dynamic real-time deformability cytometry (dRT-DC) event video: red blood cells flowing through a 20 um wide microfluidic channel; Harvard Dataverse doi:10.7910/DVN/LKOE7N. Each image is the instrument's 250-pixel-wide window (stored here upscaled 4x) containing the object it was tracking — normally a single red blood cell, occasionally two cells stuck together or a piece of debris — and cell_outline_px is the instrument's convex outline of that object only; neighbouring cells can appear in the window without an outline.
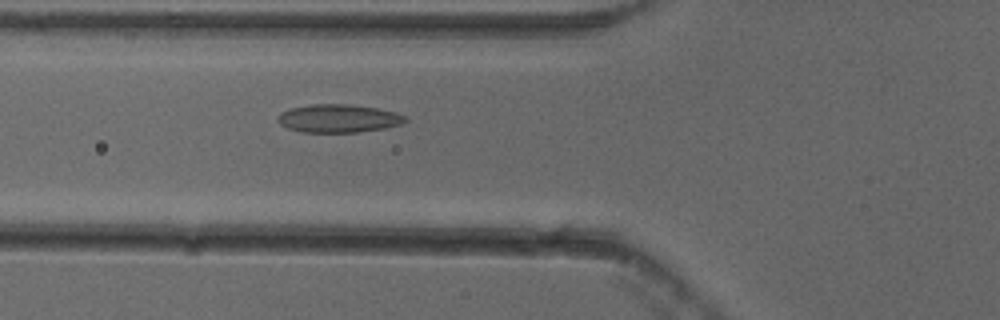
{"species": "common noctule bat (a hibernating species)", "species_latin": "Nyctalus noctula", "temperature_condition": "cold", "stored_images_in_passage": 46, "camera_frame_rate_fps": 3000, "um_per_image_px": 0.085, "animal": {"sex": "female"}, "frame": {"image": 1, "passage_image": 12, "time_ms": 3.667, "image_size_px": [1000, 320], "cell_outline_px": [[408, 120], [400, 124], [384, 128], [360, 132], [300, 132], [288, 128], [280, 124], [276, 120], [276, 116], [280, 112], [292, 108], [312, 104], [348, 104], [376, 108], [396, 112], [404, 116]], "centroid_in_image_um": [28.73, 10.07], "position_along_channel_um": 97.1, "area_um2": 20.92}}
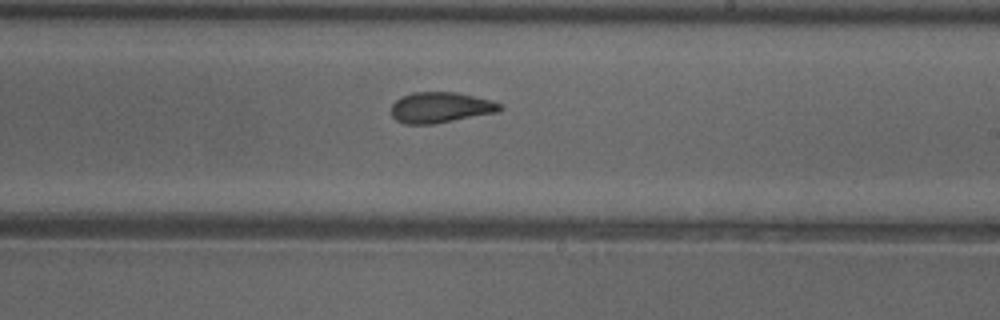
{"frame": {"image": 2, "passage_image": 24, "time_ms": 7.667, "image_size_px": [1000, 320], "cell_outline_px": [[504, 108], [500, 112], [432, 124], [404, 124], [396, 120], [392, 116], [392, 104], [396, 100], [412, 92], [456, 92], [492, 100], [504, 104]], "centroid_in_image_um": [37.5, 9.14], "position_along_channel_um": 251.5, "area_um2": 19.59}}
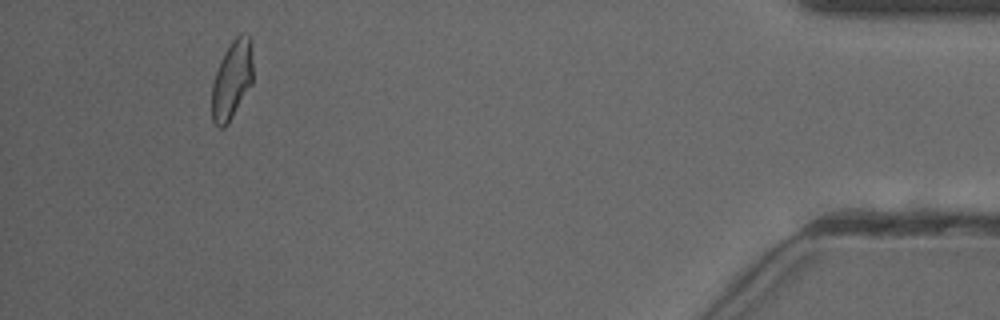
{"frame": {"image": 3, "passage_image": 42, "time_ms": 13.667, "image_size_px": [1000, 320], "cell_outline_px": [[252, 84], [228, 124], [224, 128], [220, 128], [212, 120], [212, 84], [220, 60], [224, 52], [232, 40], [240, 32], [248, 32], [252, 40]], "centroid_in_image_um": [19.73, 6.73], "position_along_channel_um": 415.5, "area_um2": 19.13}, "authors_computed_cell_mechanics": {"area_um2": 19.363, "velocity_mm_per_s": 3.8507, "shape_relaxation_time_tau1_ms": 4.6464, "shape_relaxation_time_tau2_ms": 1.7608, "deformation_change_tau1": 0.1155, "deformation_change_tau2": 0.0774}}